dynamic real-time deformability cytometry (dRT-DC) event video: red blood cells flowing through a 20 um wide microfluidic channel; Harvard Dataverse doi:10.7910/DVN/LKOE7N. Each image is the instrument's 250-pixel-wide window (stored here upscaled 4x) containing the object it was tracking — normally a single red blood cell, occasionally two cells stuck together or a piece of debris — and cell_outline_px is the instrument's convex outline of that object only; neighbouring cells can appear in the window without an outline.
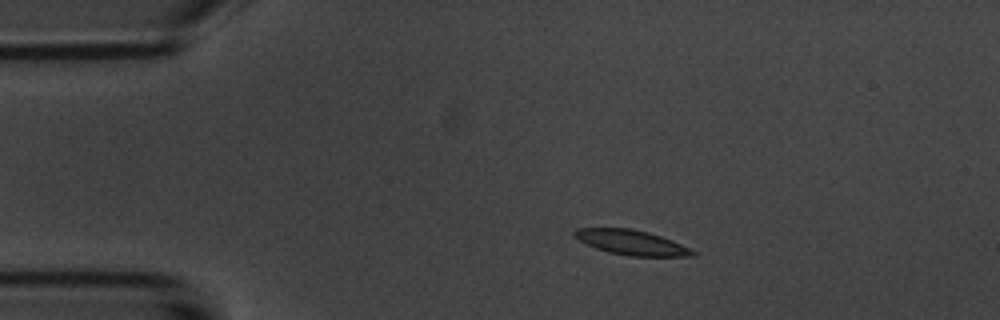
{"species": "common noctule bat (a hibernating species)", "species_latin": "Nyctalus noctula", "temperature_condition": "room temperature", "stored_images_in_passage": 3, "camera_frame_rate_fps": 3000, "um_per_image_px": 0.085, "animal": {"sex": "male", "body_mass_g": 20.1, "forearm_length_mm": 53.5}, "frame": {"image": 1, "passage_image": 1, "time_ms": 0.0, "image_size_px": [1000, 320], "cell_outline_px": [[696, 256], [628, 256], [608, 252], [596, 248], [580, 240], [572, 232], [576, 228], [632, 228], [648, 232], [672, 240], [696, 252]], "centroid_in_image_um": [53.68, 20.61], "position_along_channel_um": 31.3, "area_um2": 16.94}}
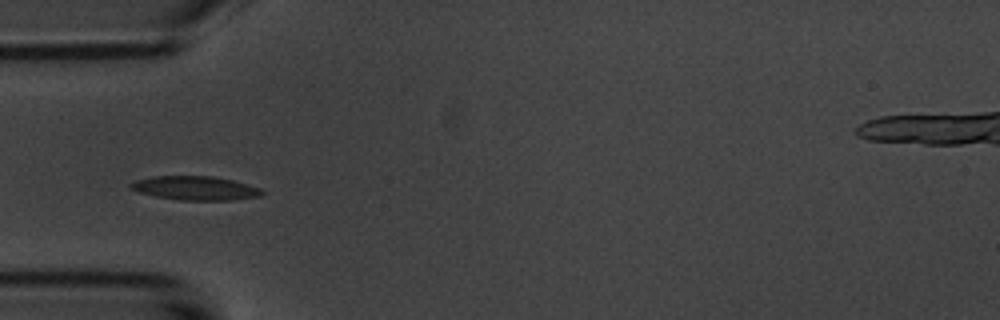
{"frame": {"image": 2, "passage_image": 3, "time_ms": 2.333, "image_size_px": [1000, 320], "cell_outline_px": [[264, 192], [260, 196], [232, 200], [180, 200], [156, 196], [136, 192], [128, 188], [128, 184], [136, 180], [152, 176], [212, 176], [232, 180], [260, 188]], "centroid_in_image_um": [16.54, 15.99], "position_along_channel_um": 68.5, "area_um2": 18.32}}